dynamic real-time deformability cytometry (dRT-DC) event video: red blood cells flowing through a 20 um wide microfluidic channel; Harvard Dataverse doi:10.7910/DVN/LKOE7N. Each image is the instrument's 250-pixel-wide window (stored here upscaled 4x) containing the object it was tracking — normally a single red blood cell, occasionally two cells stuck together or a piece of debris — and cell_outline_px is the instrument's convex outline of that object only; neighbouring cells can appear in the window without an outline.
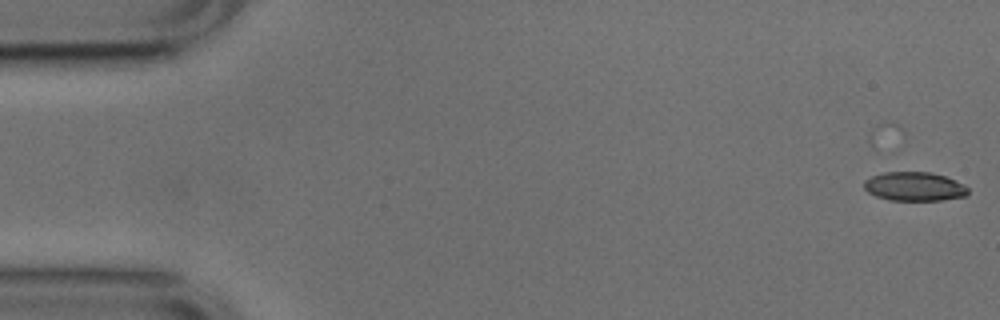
{"species": "common noctule bat (a hibernating species)", "species_latin": "Nyctalus noctula", "temperature_condition": "cold", "stored_images_in_passage": 46, "camera_frame_rate_fps": 3000, "um_per_image_px": 0.085, "animal": {"sex": "male", "body_mass_g": 17.9, "forearm_length_mm": 54.2}, "frame": {"image": 1, "passage_image": 2, "time_ms": 0.333, "image_size_px": [1000, 320], "cell_outline_px": [[968, 192], [964, 196], [944, 200], [888, 200], [876, 196], [868, 192], [864, 188], [864, 180], [872, 176], [884, 172], [932, 172], [944, 176], [964, 184], [968, 188]], "centroid_in_image_um": [77.71, 15.85], "position_along_channel_um": 7.3, "area_um2": 17.51}}
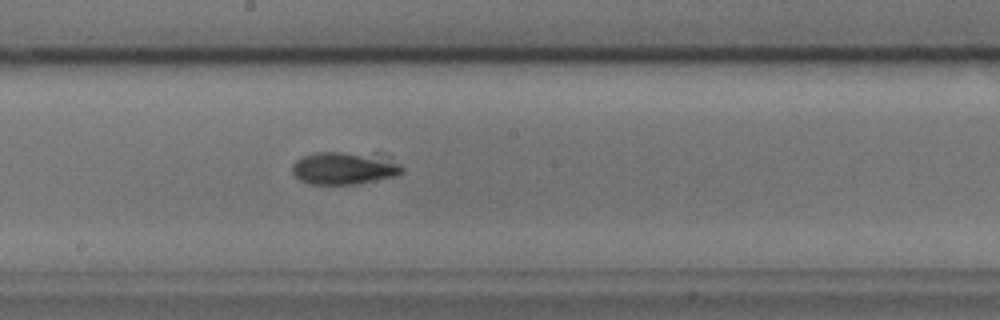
{"frame": {"image": 2, "passage_image": 29, "time_ms": 9.333, "image_size_px": [1000, 320], "cell_outline_px": [[404, 172], [396, 176], [356, 184], [308, 184], [300, 180], [292, 172], [292, 164], [296, 160], [304, 156], [316, 152], [384, 152], [392, 156], [404, 168]], "centroid_in_image_um": [29.38, 14.25], "position_along_channel_um": 218.8, "area_um2": 21.79}}
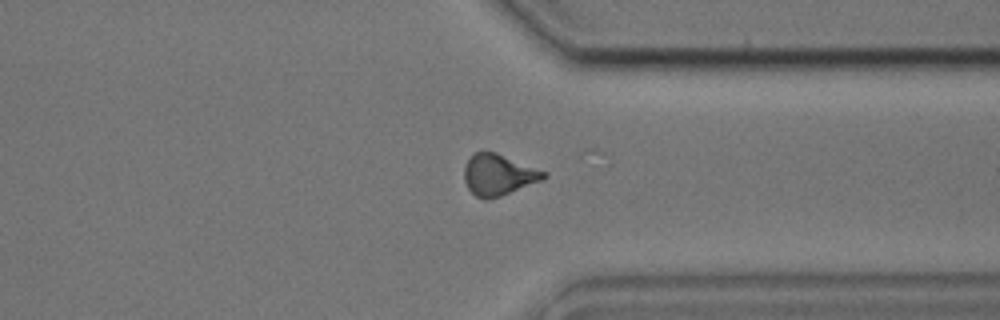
{"frame": {"image": 3, "passage_image": 41, "time_ms": 13.333, "image_size_px": [1000, 320], "cell_outline_px": [[548, 176], [544, 180], [500, 196], [484, 200], [476, 196], [468, 188], [464, 180], [464, 168], [472, 152], [496, 152], [548, 172]], "centroid_in_image_um": [42.39, 14.85], "position_along_channel_um": 369.0, "area_um2": 19.19}, "authors_computed_cell_mechanics": {"area_um2": 18.8717, "velocity_mm_per_s": 3.7834, "shape_relaxation_time_tau1_ms": 0.995, "shape_relaxation_time_tau2_ms": null, "deformation_change_tau1": 0.1079, "deformation_change_tau2": null}}